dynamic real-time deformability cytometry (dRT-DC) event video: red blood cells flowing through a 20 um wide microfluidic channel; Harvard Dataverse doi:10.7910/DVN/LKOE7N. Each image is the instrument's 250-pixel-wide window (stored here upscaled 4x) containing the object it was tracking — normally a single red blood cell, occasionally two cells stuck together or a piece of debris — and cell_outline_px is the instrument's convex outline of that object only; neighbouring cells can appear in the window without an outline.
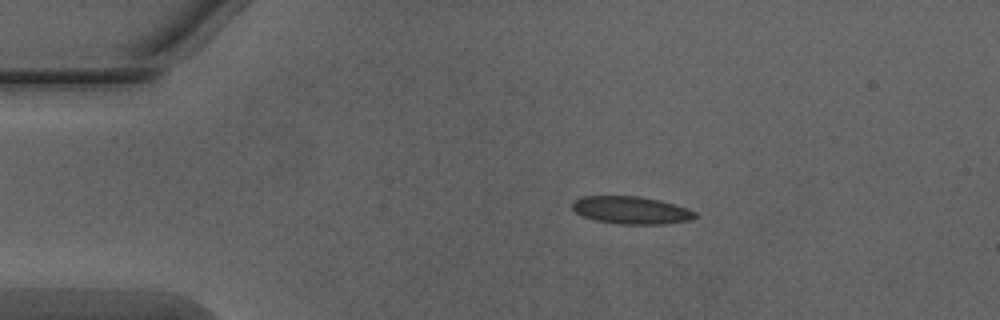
{"species": "Egyptian fruit bat (a non-hibernating species)", "species_latin": "Rousettus aegyptiacus", "temperature_condition": "warm", "stored_images_in_passage": 50, "camera_frame_rate_fps": 3000, "um_per_image_px": 0.085, "animal": {"sex": "male"}, "frame": {"image": 1, "passage_image": 9, "time_ms": 2.667, "image_size_px": [1000, 320], "cell_outline_px": [[696, 216], [688, 220], [664, 224], [620, 224], [596, 220], [584, 216], [576, 212], [572, 208], [572, 200], [580, 196], [640, 196], [660, 200], [688, 208], [696, 212]], "centroid_in_image_um": [53.63, 17.85], "position_along_channel_um": 31.4, "area_um2": 19.71}}
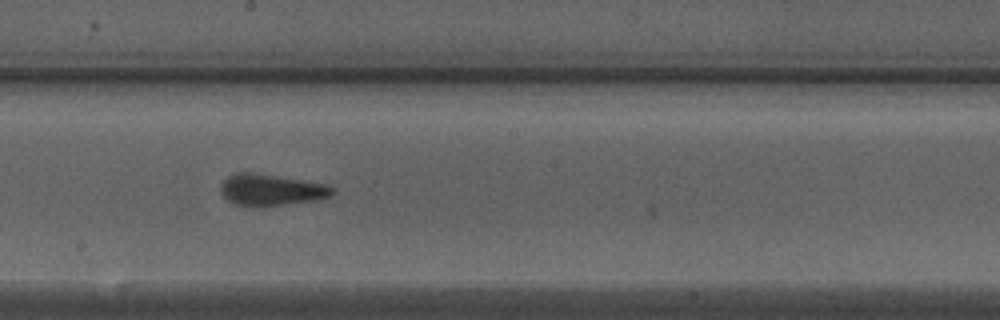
{"frame": {"image": 2, "passage_image": 27, "time_ms": 8.667, "image_size_px": [1000, 320], "cell_outline_px": [[336, 192], [332, 196], [316, 200], [264, 208], [252, 208], [236, 204], [228, 200], [220, 192], [220, 184], [228, 176], [236, 172], [252, 172], [328, 184], [336, 188]], "centroid_in_image_um": [23.07, 16.16], "position_along_channel_um": 225.1, "area_um2": 21.15}}
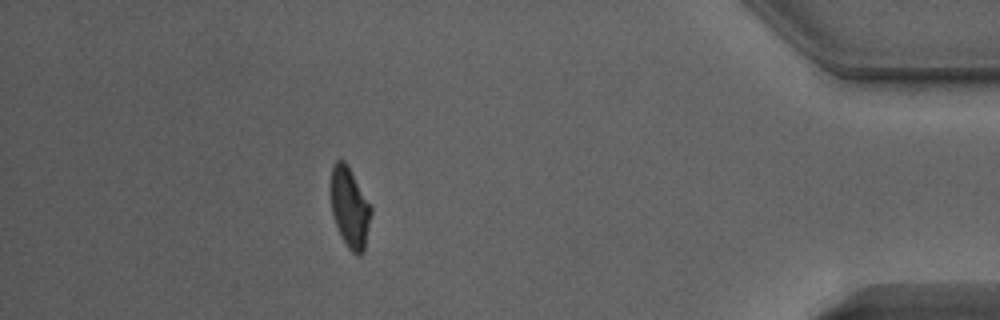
{"frame": {"image": 3, "passage_image": 44, "time_ms": 14.333, "image_size_px": [1000, 320], "cell_outline_px": [[372, 212], [364, 252], [360, 256], [356, 256], [348, 248], [336, 224], [332, 212], [332, 168], [336, 160], [344, 160], [348, 164], [372, 204]], "centroid_in_image_um": [29.79, 17.64], "position_along_channel_um": 405.4, "area_um2": 18.9}, "authors_computed_cell_mechanics": {"area_um2": 19.8832, "velocity_mm_per_s": 4.0657, "shape_relaxation_time_tau1_ms": 8.0325, "shape_relaxation_time_tau2_ms": 1.1891, "deformation_change_tau1": 0.1979, "deformation_change_tau2": 0.0768}}